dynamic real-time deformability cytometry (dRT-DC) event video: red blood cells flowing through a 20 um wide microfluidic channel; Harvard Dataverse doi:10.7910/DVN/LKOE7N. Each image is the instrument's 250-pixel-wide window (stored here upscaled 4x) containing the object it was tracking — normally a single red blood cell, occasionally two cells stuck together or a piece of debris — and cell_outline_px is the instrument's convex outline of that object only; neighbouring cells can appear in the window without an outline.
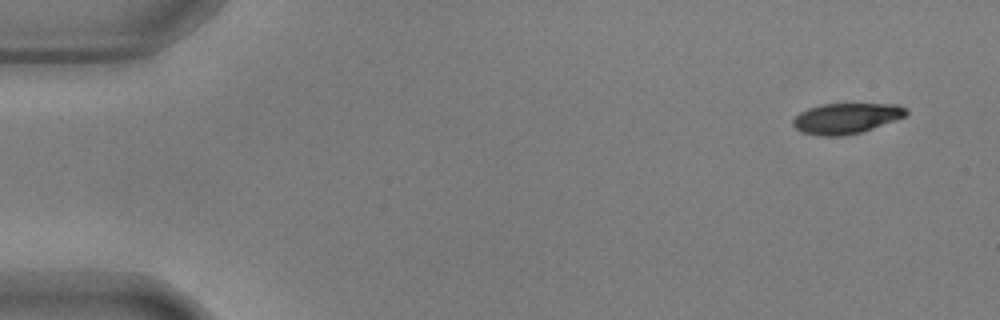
{"species": "common noctule bat (a hibernating species)", "species_latin": "Nyctalus noctula", "temperature_condition": "warm", "stored_images_in_passage": 53, "camera_frame_rate_fps": 3000, "um_per_image_px": 0.085, "animal": {"sex": "male", "body_mass_g": 17.9, "forearm_length_mm": 54.2}, "frame": {"image": 1, "passage_image": 1, "time_ms": 0.0, "image_size_px": [1000, 320], "cell_outline_px": [[908, 112], [904, 116], [872, 128], [860, 132], [844, 136], [816, 136], [800, 132], [792, 124], [792, 120], [800, 112], [808, 108], [820, 104], [900, 104], [908, 108]], "centroid_in_image_um": [71.89, 10.06], "position_along_channel_um": 13.1, "area_um2": 20.17}}
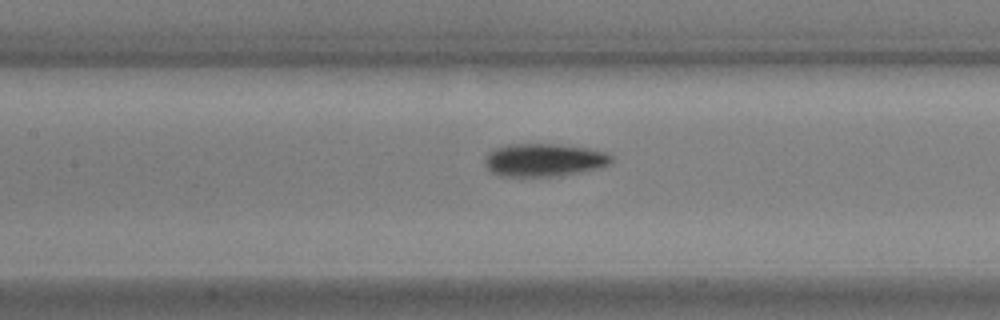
{"frame": {"image": 2, "passage_image": 23, "time_ms": 7.333, "image_size_px": [1000, 320], "cell_outline_px": [[612, 164], [580, 172], [560, 176], [500, 176], [492, 172], [484, 164], [484, 156], [488, 152], [496, 148], [508, 144], [556, 144], [588, 148], [604, 152], [612, 156]], "centroid_in_image_um": [46.22, 13.6], "position_along_channel_um": 161.2, "area_um2": 24.33}}
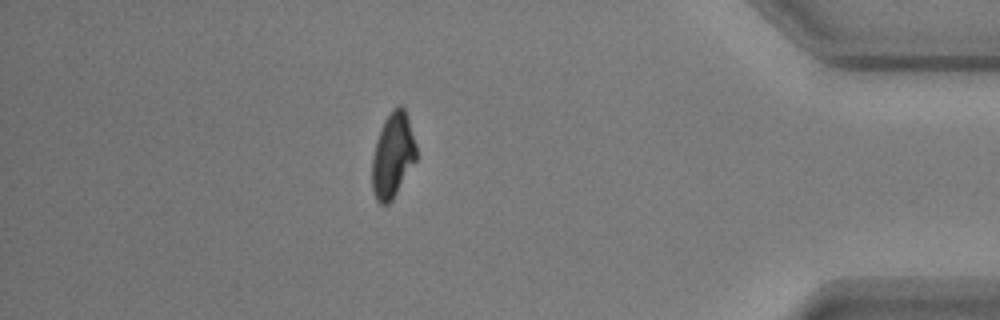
{"frame": {"image": 3, "passage_image": 46, "time_ms": 15.0, "image_size_px": [1000, 320], "cell_outline_px": [[416, 160], [392, 200], [388, 204], [380, 204], [376, 200], [372, 192], [372, 156], [376, 140], [380, 128], [384, 120], [392, 108], [400, 104], [404, 108], [416, 144]], "centroid_in_image_um": [33.36, 13.2], "position_along_channel_um": 401.8, "area_um2": 21.91}, "authors_computed_cell_mechanics": {"area_um2": 22.542, "velocity_mm_per_s": 3.6442, "shape_relaxation_time_tau1_ms": 4.8492, "shape_relaxation_time_tau2_ms": 3.1313, "deformation_change_tau1": 0.1921, "deformation_change_tau2": 0.07}}